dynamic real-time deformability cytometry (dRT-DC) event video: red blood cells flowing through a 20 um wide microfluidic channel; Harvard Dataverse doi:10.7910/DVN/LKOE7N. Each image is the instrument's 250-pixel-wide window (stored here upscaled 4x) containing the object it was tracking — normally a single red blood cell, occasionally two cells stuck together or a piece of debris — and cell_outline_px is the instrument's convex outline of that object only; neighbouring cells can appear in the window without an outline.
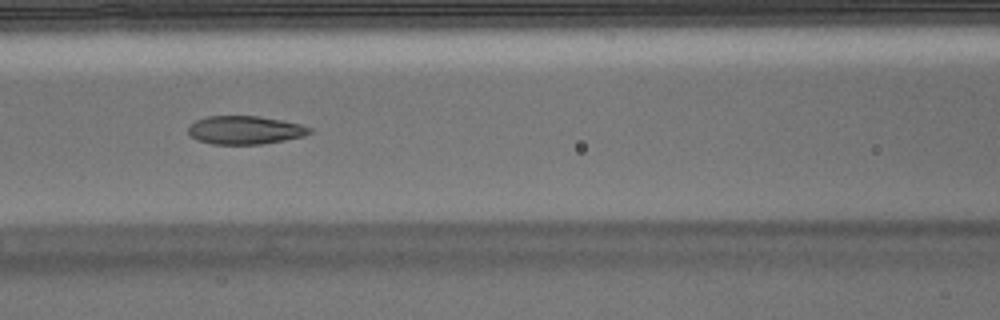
{"species": "Egyptian fruit bat (a non-hibernating species)", "species_latin": "Rousettus aegyptiacus", "temperature_condition": "warm", "stored_images_in_passage": 51, "camera_frame_rate_fps": 3000, "um_per_image_px": 0.085, "animal": {"sex": "male"}, "frame": {"image": 1, "passage_image": 21, "time_ms": 6.667, "image_size_px": [1000, 320], "cell_outline_px": [[312, 132], [304, 136], [264, 144], [212, 144], [196, 140], [188, 132], [188, 128], [196, 120], [208, 116], [260, 116], [300, 124], [312, 128]], "centroid_in_image_um": [20.83, 11.06], "position_along_channel_um": 145.8, "area_um2": 20.0}}
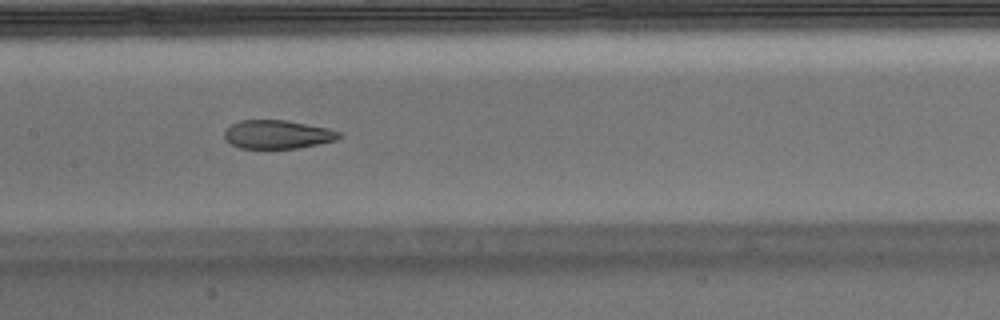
{"frame": {"image": 2, "passage_image": 24, "time_ms": 7.667, "image_size_px": [1000, 320], "cell_outline_px": [[344, 136], [336, 140], [300, 148], [240, 148], [232, 144], [224, 136], [224, 132], [232, 124], [240, 120], [284, 120], [328, 128], [344, 132]], "centroid_in_image_um": [23.66, 11.42], "position_along_channel_um": 183.7, "area_um2": 19.07}}
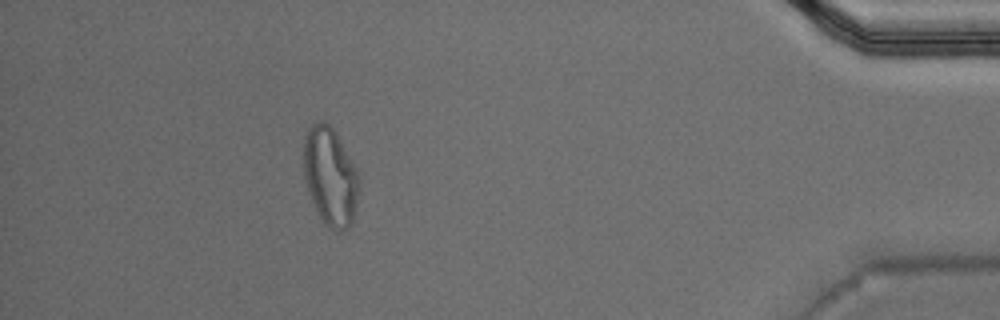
{"frame": {"image": 3, "passage_image": 46, "time_ms": 15.0, "image_size_px": [1000, 320], "cell_outline_px": [[360, 184], [356, 204], [352, 220], [348, 228], [332, 228], [316, 212], [304, 176], [304, 136], [308, 128], [312, 124], [320, 120], [328, 124], [336, 132], [356, 168], [360, 176]], "centroid_in_image_um": [28.07, 14.93], "position_along_channel_um": 407.1, "area_um2": 31.21}, "authors_computed_cell_mechanics": {"area_um2": 21.7328, "velocity_mm_per_s": 3.7967, "shape_relaxation_time_tau1_ms": null, "shape_relaxation_time_tau2_ms": 1.5137, "deformation_change_tau1": null, "deformation_change_tau2": 0.0779}}